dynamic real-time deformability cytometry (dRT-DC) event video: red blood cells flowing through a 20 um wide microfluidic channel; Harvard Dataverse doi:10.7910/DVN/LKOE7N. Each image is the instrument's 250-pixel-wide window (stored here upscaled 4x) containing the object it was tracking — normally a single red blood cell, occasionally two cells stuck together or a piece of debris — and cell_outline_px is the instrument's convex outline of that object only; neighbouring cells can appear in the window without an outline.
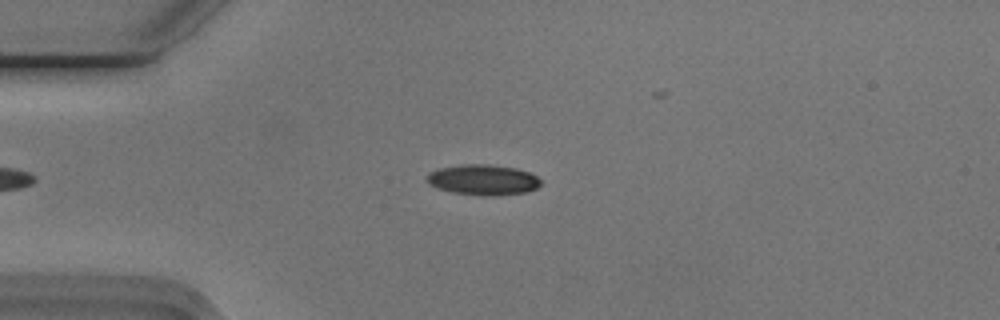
{"species": "Egyptian fruit bat (a non-hibernating species)", "species_latin": "Rousettus aegyptiacus", "temperature_condition": "cold", "stored_images_in_passage": 45, "camera_frame_rate_fps": 3000, "um_per_image_px": 0.085, "animal": {"sex": "male"}, "frame": {"image": 1, "passage_image": 14, "time_ms": 4.333, "image_size_px": [1000, 320], "cell_outline_px": [[540, 184], [536, 188], [528, 192], [496, 196], [480, 196], [452, 192], [436, 188], [428, 184], [424, 180], [424, 176], [428, 172], [440, 168], [464, 164], [488, 164], [516, 168], [528, 172], [536, 176], [540, 180]], "centroid_in_image_um": [41.0, 15.29], "position_along_channel_um": 44.0, "area_um2": 20.58}}
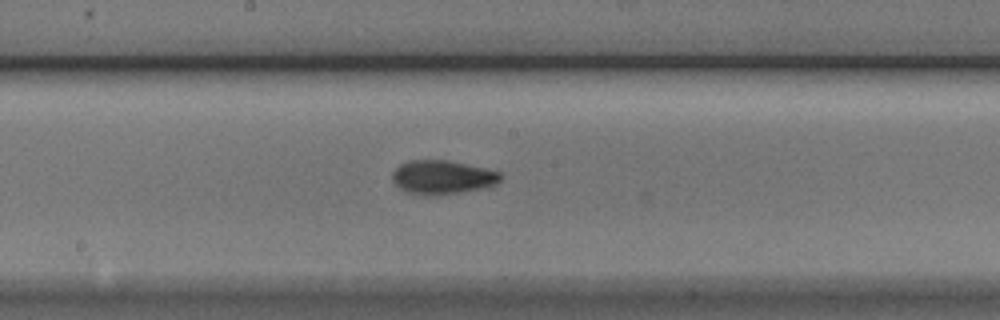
{"frame": {"image": 2, "passage_image": 29, "time_ms": 9.333, "image_size_px": [1000, 320], "cell_outline_px": [[504, 176], [492, 188], [436, 196], [424, 196], [408, 192], [400, 188], [392, 180], [392, 172], [400, 164], [408, 160], [448, 160], [484, 168], [500, 172]], "centroid_in_image_um": [37.65, 15.09], "position_along_channel_um": 210.6, "area_um2": 21.85}}
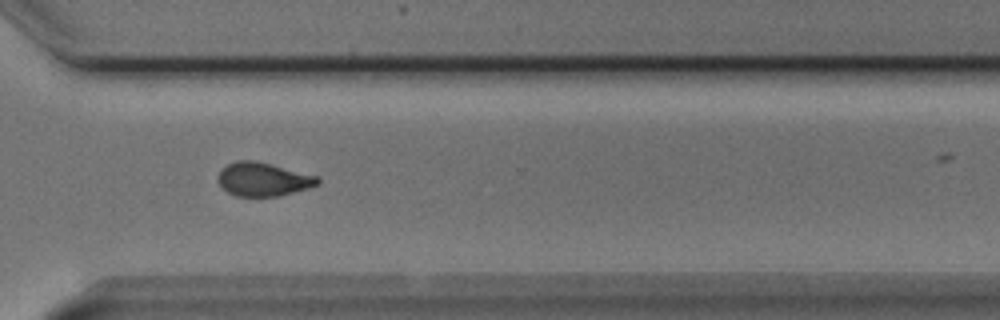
{"frame": {"image": 3, "passage_image": 40, "time_ms": 13.0, "image_size_px": [1000, 320], "cell_outline_px": [[320, 184], [312, 188], [280, 196], [236, 196], [228, 192], [216, 180], [216, 176], [228, 164], [236, 160], [252, 160], [320, 176]], "centroid_in_image_um": [22.42, 15.25], "position_along_channel_um": 348.2, "area_um2": 19.65}}